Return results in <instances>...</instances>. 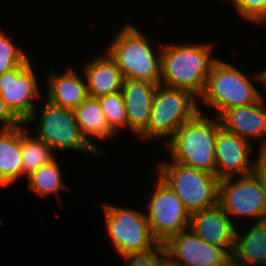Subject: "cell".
<instances>
[{"label": "cell", "instance_id": "24", "mask_svg": "<svg viewBox=\"0 0 266 266\" xmlns=\"http://www.w3.org/2000/svg\"><path fill=\"white\" fill-rule=\"evenodd\" d=\"M109 127L117 134L127 127V113L121 91L97 97Z\"/></svg>", "mask_w": 266, "mask_h": 266}, {"label": "cell", "instance_id": "11", "mask_svg": "<svg viewBox=\"0 0 266 266\" xmlns=\"http://www.w3.org/2000/svg\"><path fill=\"white\" fill-rule=\"evenodd\" d=\"M37 79L31 61L0 75V96L22 123L36 118L35 103L40 97Z\"/></svg>", "mask_w": 266, "mask_h": 266}, {"label": "cell", "instance_id": "18", "mask_svg": "<svg viewBox=\"0 0 266 266\" xmlns=\"http://www.w3.org/2000/svg\"><path fill=\"white\" fill-rule=\"evenodd\" d=\"M62 75L50 71L47 100L64 108L75 109L87 97V84L78 77L75 70L67 69Z\"/></svg>", "mask_w": 266, "mask_h": 266}, {"label": "cell", "instance_id": "12", "mask_svg": "<svg viewBox=\"0 0 266 266\" xmlns=\"http://www.w3.org/2000/svg\"><path fill=\"white\" fill-rule=\"evenodd\" d=\"M164 245L167 254L184 266H220L231 256L224 248L202 240L190 228L172 236Z\"/></svg>", "mask_w": 266, "mask_h": 266}, {"label": "cell", "instance_id": "22", "mask_svg": "<svg viewBox=\"0 0 266 266\" xmlns=\"http://www.w3.org/2000/svg\"><path fill=\"white\" fill-rule=\"evenodd\" d=\"M24 124H21L22 170L23 175L28 176L55 158L51 153L52 149L45 142L37 136L35 138L28 136Z\"/></svg>", "mask_w": 266, "mask_h": 266}, {"label": "cell", "instance_id": "21", "mask_svg": "<svg viewBox=\"0 0 266 266\" xmlns=\"http://www.w3.org/2000/svg\"><path fill=\"white\" fill-rule=\"evenodd\" d=\"M76 122L84 138L100 154L101 151L89 139L90 136L96 139L105 140L115 136V132L106 122L104 113L97 98L87 97L78 107L74 109ZM89 137V138H88Z\"/></svg>", "mask_w": 266, "mask_h": 266}, {"label": "cell", "instance_id": "6", "mask_svg": "<svg viewBox=\"0 0 266 266\" xmlns=\"http://www.w3.org/2000/svg\"><path fill=\"white\" fill-rule=\"evenodd\" d=\"M200 97L205 105L219 110L218 117L227 109L250 105L262 98L242 71L219 59L213 64Z\"/></svg>", "mask_w": 266, "mask_h": 266}, {"label": "cell", "instance_id": "26", "mask_svg": "<svg viewBox=\"0 0 266 266\" xmlns=\"http://www.w3.org/2000/svg\"><path fill=\"white\" fill-rule=\"evenodd\" d=\"M234 3L238 15L250 22H266V0H230Z\"/></svg>", "mask_w": 266, "mask_h": 266}, {"label": "cell", "instance_id": "8", "mask_svg": "<svg viewBox=\"0 0 266 266\" xmlns=\"http://www.w3.org/2000/svg\"><path fill=\"white\" fill-rule=\"evenodd\" d=\"M37 136L52 150H78L101 155L82 135L73 109L64 108L46 99Z\"/></svg>", "mask_w": 266, "mask_h": 266}, {"label": "cell", "instance_id": "15", "mask_svg": "<svg viewBox=\"0 0 266 266\" xmlns=\"http://www.w3.org/2000/svg\"><path fill=\"white\" fill-rule=\"evenodd\" d=\"M156 87L145 80L123 81L121 93L127 113V128L138 136L147 128Z\"/></svg>", "mask_w": 266, "mask_h": 266}, {"label": "cell", "instance_id": "13", "mask_svg": "<svg viewBox=\"0 0 266 266\" xmlns=\"http://www.w3.org/2000/svg\"><path fill=\"white\" fill-rule=\"evenodd\" d=\"M252 146L249 141L221 127L216 137V175L224 179L236 175L244 176L254 172L250 161ZM252 163V164H251Z\"/></svg>", "mask_w": 266, "mask_h": 266}, {"label": "cell", "instance_id": "2", "mask_svg": "<svg viewBox=\"0 0 266 266\" xmlns=\"http://www.w3.org/2000/svg\"><path fill=\"white\" fill-rule=\"evenodd\" d=\"M210 45H166L161 47L160 84L201 96L206 78L217 61L211 57Z\"/></svg>", "mask_w": 266, "mask_h": 266}, {"label": "cell", "instance_id": "19", "mask_svg": "<svg viewBox=\"0 0 266 266\" xmlns=\"http://www.w3.org/2000/svg\"><path fill=\"white\" fill-rule=\"evenodd\" d=\"M21 175V125L12 129H0V186L10 185Z\"/></svg>", "mask_w": 266, "mask_h": 266}, {"label": "cell", "instance_id": "23", "mask_svg": "<svg viewBox=\"0 0 266 266\" xmlns=\"http://www.w3.org/2000/svg\"><path fill=\"white\" fill-rule=\"evenodd\" d=\"M27 179L28 186L33 192L42 197L53 193L59 202V190L65 186L56 159L30 173Z\"/></svg>", "mask_w": 266, "mask_h": 266}, {"label": "cell", "instance_id": "7", "mask_svg": "<svg viewBox=\"0 0 266 266\" xmlns=\"http://www.w3.org/2000/svg\"><path fill=\"white\" fill-rule=\"evenodd\" d=\"M103 210L108 234L118 254L146 252L158 244L144 213L111 204L103 205Z\"/></svg>", "mask_w": 266, "mask_h": 266}, {"label": "cell", "instance_id": "5", "mask_svg": "<svg viewBox=\"0 0 266 266\" xmlns=\"http://www.w3.org/2000/svg\"><path fill=\"white\" fill-rule=\"evenodd\" d=\"M195 95L191 92L158 84L152 101L147 128L142 139L172 138L176 131L198 112Z\"/></svg>", "mask_w": 266, "mask_h": 266}, {"label": "cell", "instance_id": "17", "mask_svg": "<svg viewBox=\"0 0 266 266\" xmlns=\"http://www.w3.org/2000/svg\"><path fill=\"white\" fill-rule=\"evenodd\" d=\"M107 56H101L86 64L84 75L87 82L89 97L97 98L103 95L121 91L124 78L115 61Z\"/></svg>", "mask_w": 266, "mask_h": 266}, {"label": "cell", "instance_id": "20", "mask_svg": "<svg viewBox=\"0 0 266 266\" xmlns=\"http://www.w3.org/2000/svg\"><path fill=\"white\" fill-rule=\"evenodd\" d=\"M245 234L236 232L231 256L246 266L266 265V221L255 222Z\"/></svg>", "mask_w": 266, "mask_h": 266}, {"label": "cell", "instance_id": "1", "mask_svg": "<svg viewBox=\"0 0 266 266\" xmlns=\"http://www.w3.org/2000/svg\"><path fill=\"white\" fill-rule=\"evenodd\" d=\"M200 111L183 124L166 143L172 161L216 175V137L222 127Z\"/></svg>", "mask_w": 266, "mask_h": 266}, {"label": "cell", "instance_id": "9", "mask_svg": "<svg viewBox=\"0 0 266 266\" xmlns=\"http://www.w3.org/2000/svg\"><path fill=\"white\" fill-rule=\"evenodd\" d=\"M155 187L146 218L154 239L165 244L172 236L190 228L191 215L163 179L159 177Z\"/></svg>", "mask_w": 266, "mask_h": 266}, {"label": "cell", "instance_id": "29", "mask_svg": "<svg viewBox=\"0 0 266 266\" xmlns=\"http://www.w3.org/2000/svg\"><path fill=\"white\" fill-rule=\"evenodd\" d=\"M262 144L259 155H257L258 158L254 162V174L259 178L263 188L266 190V140Z\"/></svg>", "mask_w": 266, "mask_h": 266}, {"label": "cell", "instance_id": "16", "mask_svg": "<svg viewBox=\"0 0 266 266\" xmlns=\"http://www.w3.org/2000/svg\"><path fill=\"white\" fill-rule=\"evenodd\" d=\"M221 126L243 139L266 136V107L262 98L253 104L225 110L220 116Z\"/></svg>", "mask_w": 266, "mask_h": 266}, {"label": "cell", "instance_id": "32", "mask_svg": "<svg viewBox=\"0 0 266 266\" xmlns=\"http://www.w3.org/2000/svg\"><path fill=\"white\" fill-rule=\"evenodd\" d=\"M256 80L263 82L266 85V69L255 75Z\"/></svg>", "mask_w": 266, "mask_h": 266}, {"label": "cell", "instance_id": "3", "mask_svg": "<svg viewBox=\"0 0 266 266\" xmlns=\"http://www.w3.org/2000/svg\"><path fill=\"white\" fill-rule=\"evenodd\" d=\"M125 79L160 84L162 52L154 53L146 36L128 24L113 38L106 51Z\"/></svg>", "mask_w": 266, "mask_h": 266}, {"label": "cell", "instance_id": "25", "mask_svg": "<svg viewBox=\"0 0 266 266\" xmlns=\"http://www.w3.org/2000/svg\"><path fill=\"white\" fill-rule=\"evenodd\" d=\"M28 61L30 60L22 49L15 47V44L0 31V75Z\"/></svg>", "mask_w": 266, "mask_h": 266}, {"label": "cell", "instance_id": "4", "mask_svg": "<svg viewBox=\"0 0 266 266\" xmlns=\"http://www.w3.org/2000/svg\"><path fill=\"white\" fill-rule=\"evenodd\" d=\"M158 166L160 178L180 198L190 215L219 204L220 179L217 175L175 161L160 162Z\"/></svg>", "mask_w": 266, "mask_h": 266}, {"label": "cell", "instance_id": "27", "mask_svg": "<svg viewBox=\"0 0 266 266\" xmlns=\"http://www.w3.org/2000/svg\"><path fill=\"white\" fill-rule=\"evenodd\" d=\"M164 244L158 243L154 248L146 252L126 254L124 260L126 266H157V262L166 254Z\"/></svg>", "mask_w": 266, "mask_h": 266}, {"label": "cell", "instance_id": "31", "mask_svg": "<svg viewBox=\"0 0 266 266\" xmlns=\"http://www.w3.org/2000/svg\"><path fill=\"white\" fill-rule=\"evenodd\" d=\"M220 266H246L243 263L237 261L232 256H230L222 265Z\"/></svg>", "mask_w": 266, "mask_h": 266}, {"label": "cell", "instance_id": "10", "mask_svg": "<svg viewBox=\"0 0 266 266\" xmlns=\"http://www.w3.org/2000/svg\"><path fill=\"white\" fill-rule=\"evenodd\" d=\"M240 177V178H239ZM220 180L219 205L230 215L258 218V222L266 221V190L259 178L253 173Z\"/></svg>", "mask_w": 266, "mask_h": 266}, {"label": "cell", "instance_id": "28", "mask_svg": "<svg viewBox=\"0 0 266 266\" xmlns=\"http://www.w3.org/2000/svg\"><path fill=\"white\" fill-rule=\"evenodd\" d=\"M0 123H3L1 129H12L18 127L22 122L13 114L5 101L0 96Z\"/></svg>", "mask_w": 266, "mask_h": 266}, {"label": "cell", "instance_id": "30", "mask_svg": "<svg viewBox=\"0 0 266 266\" xmlns=\"http://www.w3.org/2000/svg\"><path fill=\"white\" fill-rule=\"evenodd\" d=\"M157 266H184L173 260L167 253L157 262Z\"/></svg>", "mask_w": 266, "mask_h": 266}, {"label": "cell", "instance_id": "14", "mask_svg": "<svg viewBox=\"0 0 266 266\" xmlns=\"http://www.w3.org/2000/svg\"><path fill=\"white\" fill-rule=\"evenodd\" d=\"M190 229L205 242L222 247L231 255L237 230L219 204L192 214Z\"/></svg>", "mask_w": 266, "mask_h": 266}]
</instances>
